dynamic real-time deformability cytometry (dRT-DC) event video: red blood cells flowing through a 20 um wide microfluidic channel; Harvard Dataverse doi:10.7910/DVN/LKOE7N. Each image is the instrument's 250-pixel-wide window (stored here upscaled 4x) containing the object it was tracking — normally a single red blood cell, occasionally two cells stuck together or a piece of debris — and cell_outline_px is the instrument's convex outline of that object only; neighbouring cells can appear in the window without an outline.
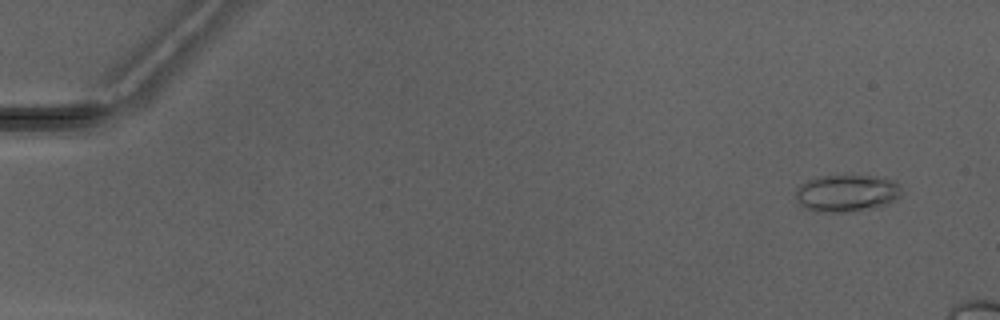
{"species": "Egyptian fruit bat (a non-hibernating species)", "species_latin": "Rousettus aegyptiacus", "temperature_condition": "warm", "stored_images_in_passage": 5, "camera_frame_rate_fps": 3000, "um_per_image_px": 0.085, "animal": {"sex": "male"}, "frame": {"image": 1, "passage_image": 1, "time_ms": 0.0, "image_size_px": [1000, 320], "cell_outline_px": [[900, 196], [884, 204], [852, 212], [816, 212], [804, 208], [796, 200], [796, 192], [800, 184], [808, 180], [820, 176], [868, 176], [896, 180], [900, 184]], "centroid_in_image_um": [71.92, 16.42], "position_along_channel_um": 13.1, "area_um2": 22.66}}